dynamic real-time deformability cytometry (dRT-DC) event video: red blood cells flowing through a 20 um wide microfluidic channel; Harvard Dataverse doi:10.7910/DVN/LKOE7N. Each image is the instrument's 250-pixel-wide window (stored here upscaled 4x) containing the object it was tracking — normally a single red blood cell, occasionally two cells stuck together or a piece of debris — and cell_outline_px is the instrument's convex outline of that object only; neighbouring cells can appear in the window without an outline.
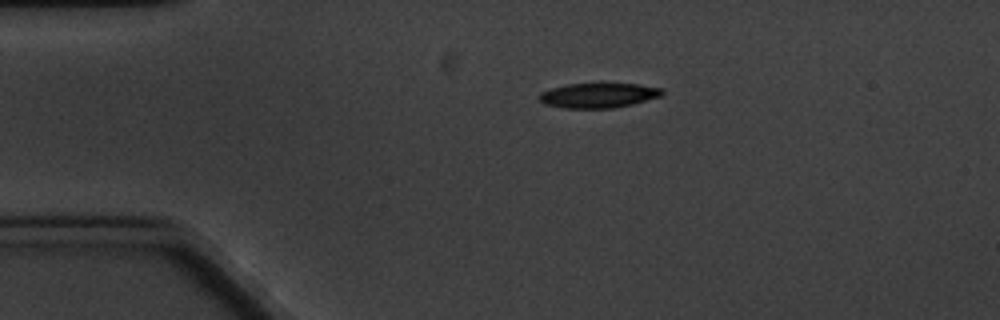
{"species": "common noctule bat (a hibernating species)", "species_latin": "Nyctalus noctula", "temperature_condition": "cold", "stored_images_in_passage": 8, "camera_frame_rate_fps": 3000, "um_per_image_px": 0.085, "animal": {"sex": "male", "body_mass_g": 20.1, "forearm_length_mm": 53.5}, "frame": {"image": 1, "passage_image": 1, "time_ms": 0.0, "image_size_px": [1000, 320], "cell_outline_px": [[664, 92], [660, 96], [632, 104], [612, 108], [564, 108], [544, 104], [536, 96], [540, 92], [552, 88], [568, 84], [636, 84], [664, 88]], "centroid_in_image_um": [50.84, 8.11], "position_along_channel_um": 34.2, "area_um2": 17.69}}
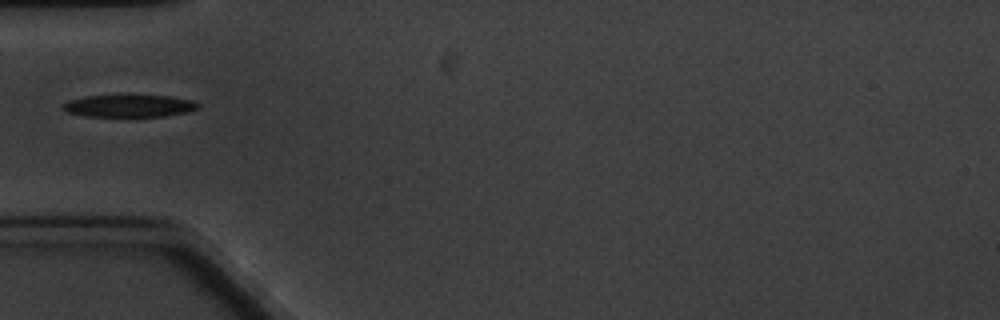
{"frame": {"image": 2, "passage_image": 3, "time_ms": 2.333, "image_size_px": [1000, 320], "cell_outline_px": [[200, 108], [188, 112], [164, 116], [128, 120], [84, 116], [68, 112], [60, 108], [68, 100], [88, 96], [168, 96], [196, 100], [200, 104]], "centroid_in_image_um": [11.01, 9.06], "position_along_channel_um": 74.0, "area_um2": 18.61}}
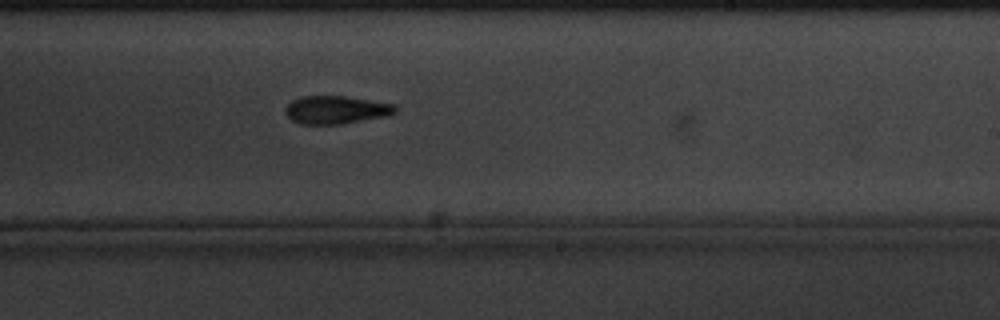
{"frame": {"image": 3, "passage_image": 8, "time_ms": 8.0, "image_size_px": [1000, 320], "cell_outline_px": [[396, 112], [388, 116], [344, 124], [300, 124], [292, 120], [284, 112], [284, 108], [292, 100], [300, 96], [348, 96], [396, 104]], "centroid_in_image_um": [28.58, 9.33], "position_along_channel_um": 260.4, "area_um2": 18.26}}